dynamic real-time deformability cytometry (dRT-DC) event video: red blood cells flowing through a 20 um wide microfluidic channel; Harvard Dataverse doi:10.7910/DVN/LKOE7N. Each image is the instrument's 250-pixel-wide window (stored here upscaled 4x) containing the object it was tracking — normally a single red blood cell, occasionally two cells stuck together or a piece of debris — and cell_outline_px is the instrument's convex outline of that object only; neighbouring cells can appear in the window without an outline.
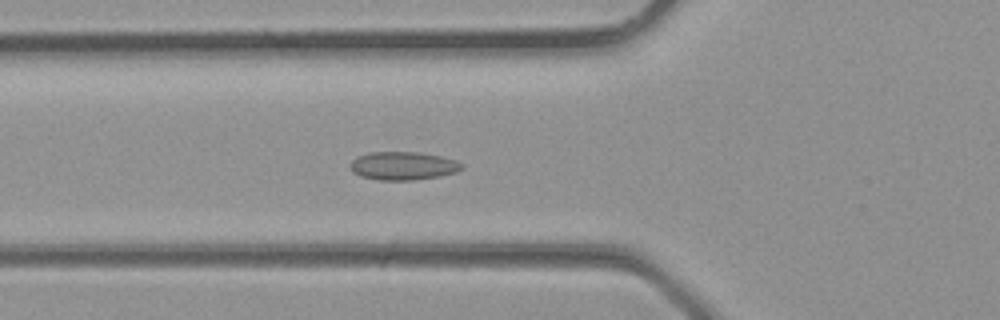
{"species": "common noctule bat (a hibernating species)", "species_latin": "Nyctalus noctula", "temperature_condition": "room temperature", "stored_images_in_passage": 33, "camera_frame_rate_fps": 3000, "um_per_image_px": 0.085, "animal": {"sex": "male", "body_mass_g": 23.1, "forearm_length_mm": 52.7}, "frame": {"image": 1, "passage_image": 11, "time_ms": 3.333, "image_size_px": [1000, 320], "cell_outline_px": [[464, 168], [456, 172], [440, 176], [412, 180], [380, 180], [360, 176], [352, 172], [348, 164], [356, 156], [368, 152], [416, 152], [440, 156], [456, 160], [464, 164]], "centroid_in_image_um": [34.24, 14.09], "position_along_channel_um": 91.6, "area_um2": 18.55}}
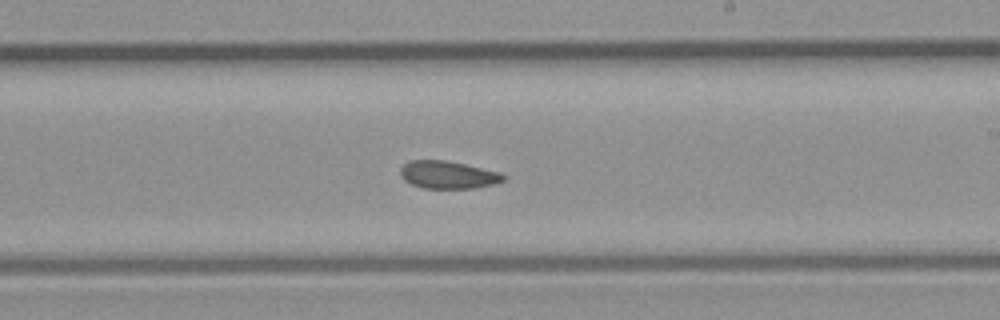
{"frame": {"image": 2, "passage_image": 19, "time_ms": 6.0, "image_size_px": [1000, 320], "cell_outline_px": [[504, 180], [492, 184], [476, 188], [424, 188], [412, 184], [404, 180], [400, 176], [400, 168], [408, 160], [448, 160], [500, 172], [504, 176]], "centroid_in_image_um": [38.04, 14.85], "position_along_channel_um": 251.0, "area_um2": 16.59}}
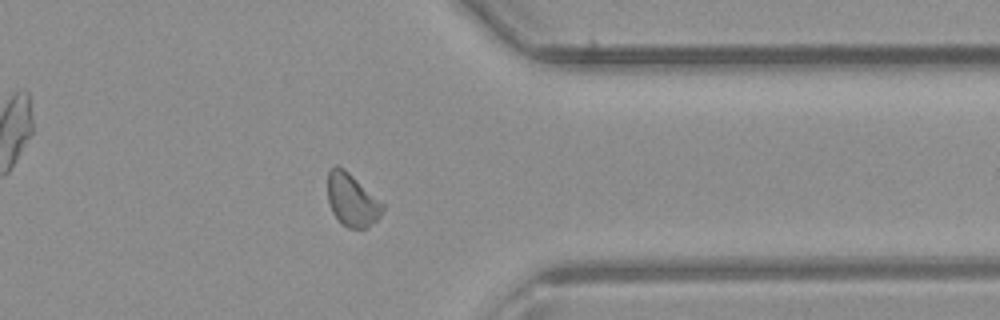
{"frame": {"image": 3, "passage_image": 26, "time_ms": 8.333, "image_size_px": [1000, 320], "cell_outline_px": [[384, 208], [380, 216], [368, 228], [348, 228], [340, 224], [332, 212], [328, 200], [328, 172], [336, 164], [344, 168], [384, 204]], "centroid_in_image_um": [29.91, 17.02], "position_along_channel_um": 381.5, "area_um2": 16.88}}